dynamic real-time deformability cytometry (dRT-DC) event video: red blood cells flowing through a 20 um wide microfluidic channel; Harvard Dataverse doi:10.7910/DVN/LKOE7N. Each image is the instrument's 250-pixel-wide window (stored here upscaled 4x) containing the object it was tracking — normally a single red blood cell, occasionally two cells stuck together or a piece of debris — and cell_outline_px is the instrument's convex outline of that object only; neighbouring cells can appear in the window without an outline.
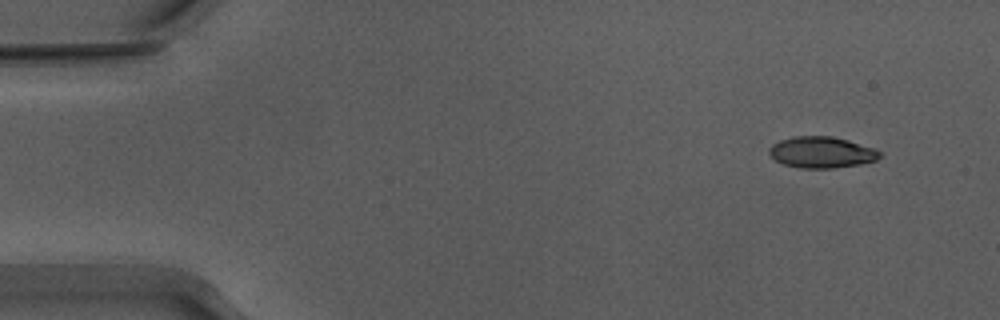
{"species": "Egyptian fruit bat (a non-hibernating species)", "species_latin": "Rousettus aegyptiacus", "temperature_condition": "warm", "stored_images_in_passage": 50, "camera_frame_rate_fps": 3000, "um_per_image_px": 0.085, "animal": {"sex": "male"}, "frame": {"image": 1, "passage_image": 1, "time_ms": 0.0, "image_size_px": [1000, 320], "cell_outline_px": [[880, 156], [876, 160], [860, 164], [832, 168], [800, 168], [784, 164], [776, 160], [768, 152], [768, 148], [772, 144], [780, 140], [796, 136], [832, 136], [848, 140], [872, 148], [880, 152]], "centroid_in_image_um": [69.8, 12.94], "position_along_channel_um": 15.2, "area_um2": 19.94}}
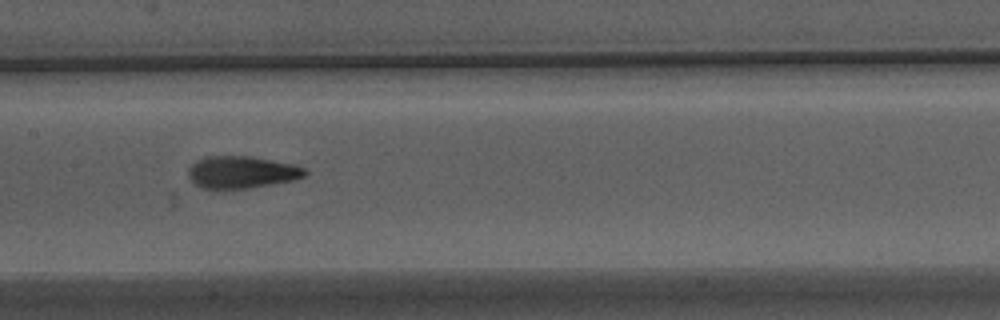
{"frame": {"image": 2, "passage_image": 23, "time_ms": 7.333, "image_size_px": [1000, 320], "cell_outline_px": [[308, 172], [304, 176], [292, 180], [248, 188], [220, 192], [200, 188], [188, 176], [188, 168], [196, 160], [208, 156], [248, 156], [292, 164], [308, 168]], "centroid_in_image_um": [20.48, 14.67], "position_along_channel_um": 186.9, "area_um2": 22.31}}
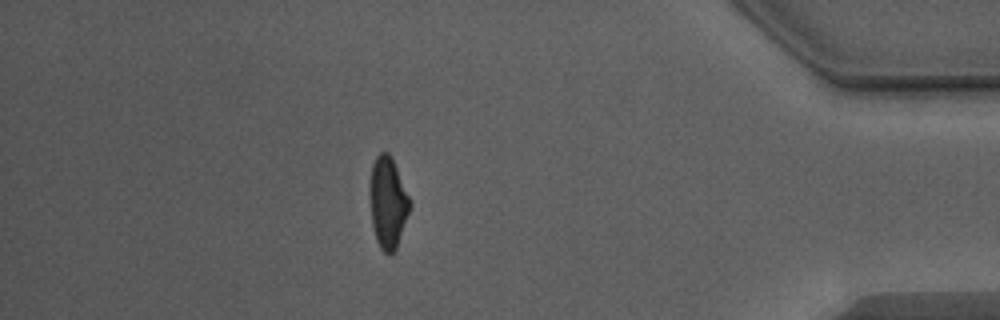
{"frame": {"image": 3, "passage_image": 43, "time_ms": 14.0, "image_size_px": [1000, 320], "cell_outline_px": [[412, 204], [396, 248], [388, 256], [380, 248], [376, 240], [372, 224], [372, 164], [376, 156], [380, 152], [388, 152], [412, 200]], "centroid_in_image_um": [33.02, 17.25], "position_along_channel_um": 402.2, "area_um2": 20.63}, "authors_computed_cell_mechanics": {"area_um2": 21.1259, "velocity_mm_per_s": 3.898, "shape_relaxation_time_tau1_ms": 4.7121, "shape_relaxation_time_tau2_ms": 1.6732, "deformation_change_tau1": 0.1874, "deformation_change_tau2": 0.0789}}